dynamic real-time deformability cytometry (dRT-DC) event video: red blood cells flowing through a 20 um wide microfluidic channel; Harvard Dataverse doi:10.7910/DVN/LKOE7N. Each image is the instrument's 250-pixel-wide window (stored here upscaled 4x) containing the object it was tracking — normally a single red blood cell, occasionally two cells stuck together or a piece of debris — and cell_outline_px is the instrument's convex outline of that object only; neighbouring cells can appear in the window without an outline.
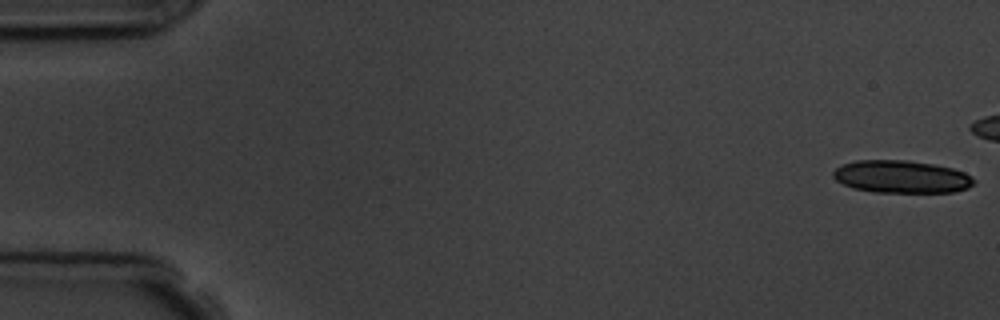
{"species": "common noctule bat (a hibernating species)", "species_latin": "Nyctalus noctula", "temperature_condition": "room temperature", "stored_images_in_passage": 9, "camera_frame_rate_fps": 3000, "um_per_image_px": 0.085, "animal": {"sex": "male", "body_mass_g": 19.5, "forearm_length_mm": 54.6}, "frame": {"image": 1, "passage_image": 1, "time_ms": 0.0, "image_size_px": [1000, 320], "cell_outline_px": [[976, 180], [968, 188], [952, 192], [876, 192], [852, 188], [836, 180], [832, 176], [832, 172], [840, 164], [856, 160], [908, 160], [936, 164], [952, 168], [964, 172], [972, 176]], "centroid_in_image_um": [76.61, 15.01], "position_along_channel_um": 8.4, "area_um2": 26.93}}